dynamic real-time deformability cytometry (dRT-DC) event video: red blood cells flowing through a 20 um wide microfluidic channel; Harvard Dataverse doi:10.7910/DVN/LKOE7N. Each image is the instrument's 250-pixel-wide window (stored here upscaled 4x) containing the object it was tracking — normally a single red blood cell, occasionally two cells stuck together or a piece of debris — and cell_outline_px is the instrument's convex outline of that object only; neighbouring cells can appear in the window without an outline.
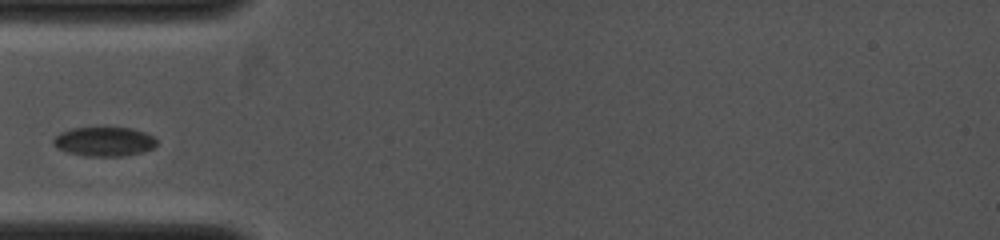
{"species": "common noctule bat (a hibernating species)", "species_latin": "Nyctalus noctula", "temperature_condition": "cold", "stored_images_in_passage": 2, "camera_frame_rate_fps": 4000, "um_per_image_px": 0.085, "animal": {"sex": "female", "body_mass_g": 19.0, "forearm_length_mm": 53.3}, "frame": {"image": 1, "passage_image": 1, "time_ms": 0.0, "image_size_px": [1000, 240], "cell_outline_px": [[156, 144], [152, 148], [140, 152], [124, 156], [84, 156], [68, 152], [56, 148], [52, 144], [52, 140], [60, 132], [72, 128], [104, 124], [132, 128], [156, 136]], "centroid_in_image_um": [8.83, 11.97], "position_along_channel_um": 76.2, "area_um2": 18.5}}